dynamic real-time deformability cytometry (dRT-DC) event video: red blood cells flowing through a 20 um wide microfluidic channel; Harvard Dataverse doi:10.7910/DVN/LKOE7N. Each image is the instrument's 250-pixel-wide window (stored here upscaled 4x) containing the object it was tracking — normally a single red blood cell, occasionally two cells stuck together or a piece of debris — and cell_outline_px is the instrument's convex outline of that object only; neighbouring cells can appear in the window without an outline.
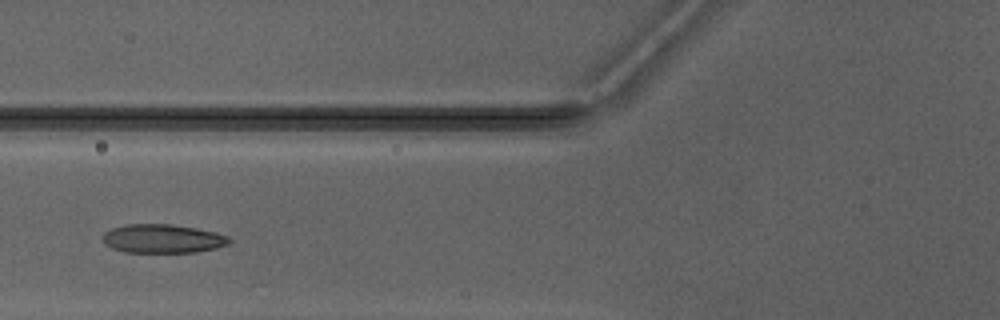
{"species": "Egyptian fruit bat (a non-hibernating species)", "species_latin": "Rousettus aegyptiacus", "temperature_condition": "warm", "stored_images_in_passage": 7, "camera_frame_rate_fps": 3000, "um_per_image_px": 0.085, "animal": {"sex": "male"}, "frame": {"image": 1, "passage_image": 6, "time_ms": 7.0, "image_size_px": [1000, 320], "cell_outline_px": [[232, 240], [228, 244], [216, 248], [196, 252], [124, 252], [112, 248], [104, 244], [104, 232], [112, 228], [128, 224], [172, 224], [196, 228], [216, 232], [228, 236]], "centroid_in_image_um": [13.84, 20.28], "position_along_channel_um": 112.0, "area_um2": 21.21}}
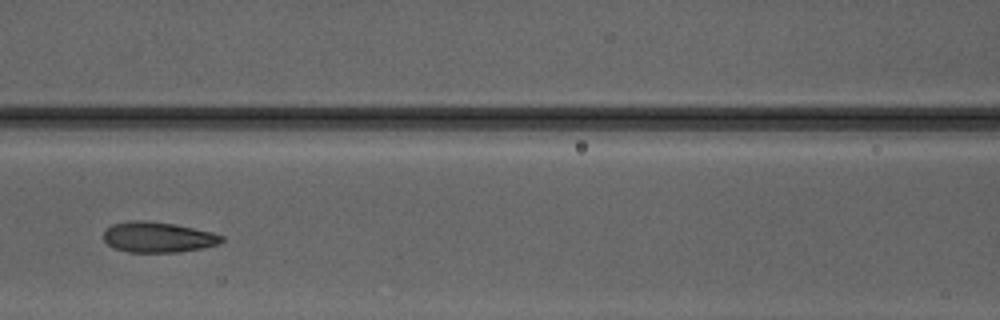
{"frame": {"image": 2, "passage_image": 7, "time_ms": 8.0, "image_size_px": [1000, 320], "cell_outline_px": [[224, 240], [216, 244], [200, 248], [180, 252], [128, 252], [116, 248], [108, 244], [104, 240], [104, 232], [112, 224], [128, 220], [144, 220], [176, 224], [212, 232], [224, 236]], "centroid_in_image_um": [13.42, 20.15], "position_along_channel_um": 153.2, "area_um2": 20.92}}